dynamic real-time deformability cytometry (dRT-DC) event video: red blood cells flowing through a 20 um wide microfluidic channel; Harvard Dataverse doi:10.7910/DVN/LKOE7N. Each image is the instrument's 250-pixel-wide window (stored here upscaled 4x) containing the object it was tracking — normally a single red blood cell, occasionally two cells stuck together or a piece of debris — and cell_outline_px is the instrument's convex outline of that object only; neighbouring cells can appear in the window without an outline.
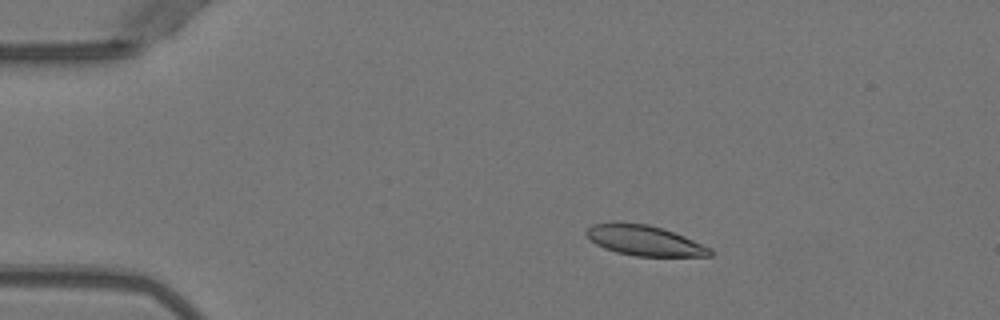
{"species": "Egyptian fruit bat (a non-hibernating species)", "species_latin": "Rousettus aegyptiacus", "temperature_condition": "warm", "stored_images_in_passage": 51, "camera_frame_rate_fps": 3000, "um_per_image_px": 0.085, "animal": {"sex": "female"}, "frame": {"image": 1, "passage_image": 9, "time_ms": 2.667, "image_size_px": [1000, 320], "cell_outline_px": [[712, 256], [636, 256], [616, 252], [604, 248], [596, 244], [584, 232], [592, 224], [612, 220], [620, 220], [648, 224], [684, 236], [712, 248]], "centroid_in_image_um": [54.73, 20.41], "position_along_channel_um": 30.3, "area_um2": 22.14}}
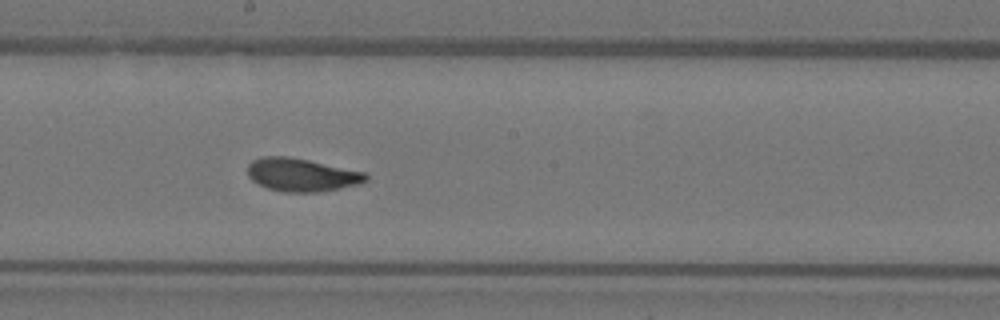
{"frame": {"image": 2, "passage_image": 28, "time_ms": 9.0, "image_size_px": [1000, 320], "cell_outline_px": [[368, 180], [360, 184], [340, 188], [316, 192], [284, 192], [268, 188], [252, 180], [248, 176], [248, 164], [252, 160], [264, 156], [288, 156], [308, 160], [364, 172], [368, 176]], "centroid_in_image_um": [25.63, 14.86], "position_along_channel_um": 222.6, "area_um2": 22.66}}
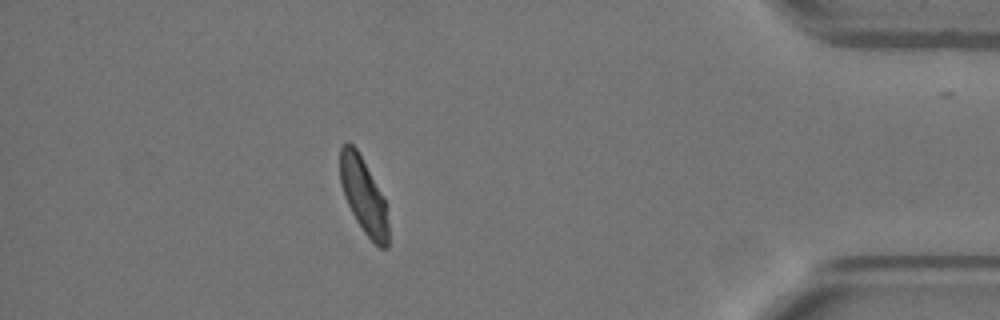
{"frame": {"image": 3, "passage_image": 45, "time_ms": 14.667, "image_size_px": [1000, 320], "cell_outline_px": [[388, 248], [380, 248], [364, 232], [356, 220], [344, 196], [340, 184], [340, 148], [348, 140], [356, 148], [384, 196], [388, 224]], "centroid_in_image_um": [30.9, 16.61], "position_along_channel_um": 404.3, "area_um2": 21.15}, "authors_computed_cell_mechanics": {"area_um2": 22.3686, "velocity_mm_per_s": 3.9732, "shape_relaxation_time_tau1_ms": 4.1888, "shape_relaxation_time_tau2_ms": 1.2628, "deformation_change_tau1": 0.1603, "deformation_change_tau2": 0.0526}}